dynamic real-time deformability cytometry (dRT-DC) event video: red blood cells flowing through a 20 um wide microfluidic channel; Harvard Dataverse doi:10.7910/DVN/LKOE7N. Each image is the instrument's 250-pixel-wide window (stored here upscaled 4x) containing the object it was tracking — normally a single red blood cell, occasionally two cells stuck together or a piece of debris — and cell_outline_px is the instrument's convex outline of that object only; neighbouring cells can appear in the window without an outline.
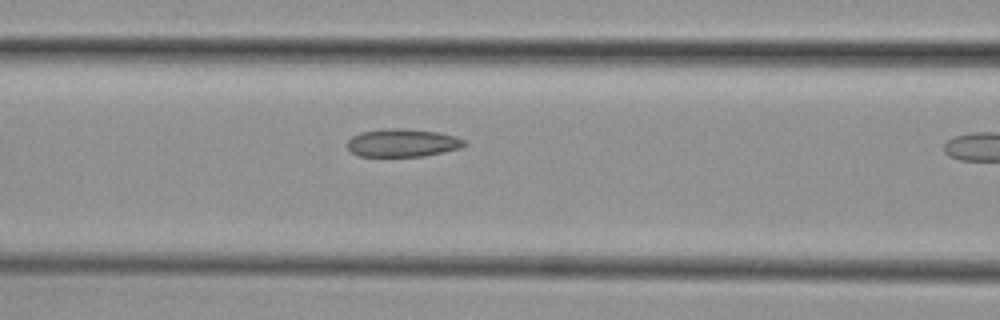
{"species": "common noctule bat (a hibernating species)", "species_latin": "Nyctalus noctula", "temperature_condition": "cold", "stored_images_in_passage": 10, "camera_frame_rate_fps": 3000, "um_per_image_px": 0.085, "animal": {"sex": "female", "body_mass_g": 29.2, "forearm_length_mm": 56.3}, "frame": {"image": 1, "passage_image": 9, "time_ms": 2.667, "image_size_px": [1000, 320], "cell_outline_px": [[468, 144], [460, 148], [424, 156], [356, 156], [348, 148], [348, 140], [352, 136], [360, 132], [384, 128], [404, 128], [436, 132], [456, 136], [464, 140]], "centroid_in_image_um": [34.2, 12.13], "position_along_channel_um": 132.4, "area_um2": 19.13}}